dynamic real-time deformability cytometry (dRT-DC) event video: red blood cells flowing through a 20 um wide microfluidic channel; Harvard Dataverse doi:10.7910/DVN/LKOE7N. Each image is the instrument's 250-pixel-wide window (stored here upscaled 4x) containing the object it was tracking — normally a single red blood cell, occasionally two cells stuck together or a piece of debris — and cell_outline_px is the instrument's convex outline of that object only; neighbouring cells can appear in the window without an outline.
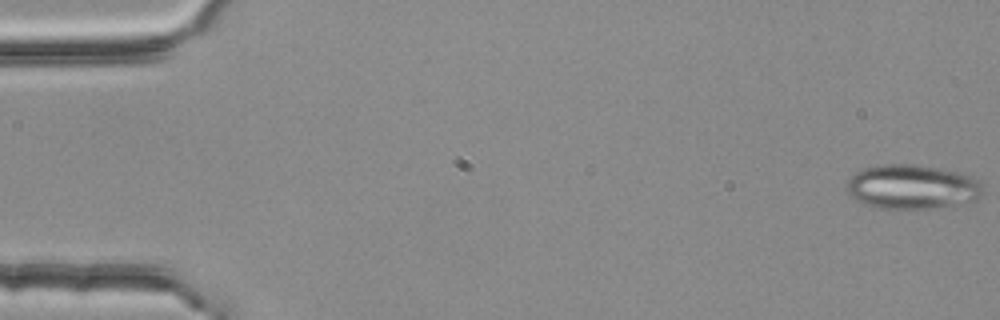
{"species": "common noctule bat (a hibernating species)", "species_latin": "Nyctalus noctula", "temperature_condition": "room temperature", "stored_images_in_passage": 3, "camera_frame_rate_fps": 3000, "um_per_image_px": 0.085, "animal": {"sex": "female", "body_mass_g": 25.1}, "frame": {"image": 1, "passage_image": 1, "time_ms": 0.0, "image_size_px": [1000, 320], "cell_outline_px": [[984, 192], [976, 200], [968, 204], [936, 208], [876, 208], [864, 204], [856, 200], [848, 192], [844, 184], [856, 172], [864, 168], [884, 164], [916, 164], [960, 172], [972, 176], [984, 188]], "centroid_in_image_um": [77.56, 15.89], "position_along_channel_um": 7.4, "area_um2": 35.66}}